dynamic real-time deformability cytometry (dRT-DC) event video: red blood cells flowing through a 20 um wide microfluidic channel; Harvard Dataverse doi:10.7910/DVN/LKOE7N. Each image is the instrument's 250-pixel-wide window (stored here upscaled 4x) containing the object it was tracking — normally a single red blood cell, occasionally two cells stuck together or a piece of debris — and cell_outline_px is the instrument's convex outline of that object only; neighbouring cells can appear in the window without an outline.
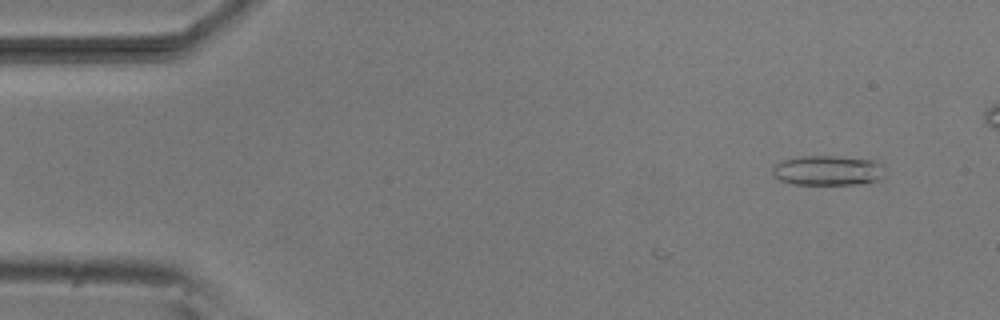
{"species": "common noctule bat (a hibernating species)", "species_latin": "Nyctalus noctula", "temperature_condition": "room temperature", "stored_images_in_passage": 10, "camera_frame_rate_fps": 3000, "um_per_image_px": 0.085, "animal": {"sex": "male", "body_mass_g": 20.5, "forearm_length_mm": 52.5}, "frame": {"image": 1, "passage_image": 4, "time_ms": 1.0, "image_size_px": [1000, 320], "cell_outline_px": [[880, 176], [876, 180], [860, 184], [792, 184], [780, 180], [772, 176], [772, 168], [776, 164], [784, 160], [800, 156], [836, 156], [872, 160], [880, 164]], "centroid_in_image_um": [70.25, 14.49], "position_along_channel_um": 14.7, "area_um2": 19.19}}